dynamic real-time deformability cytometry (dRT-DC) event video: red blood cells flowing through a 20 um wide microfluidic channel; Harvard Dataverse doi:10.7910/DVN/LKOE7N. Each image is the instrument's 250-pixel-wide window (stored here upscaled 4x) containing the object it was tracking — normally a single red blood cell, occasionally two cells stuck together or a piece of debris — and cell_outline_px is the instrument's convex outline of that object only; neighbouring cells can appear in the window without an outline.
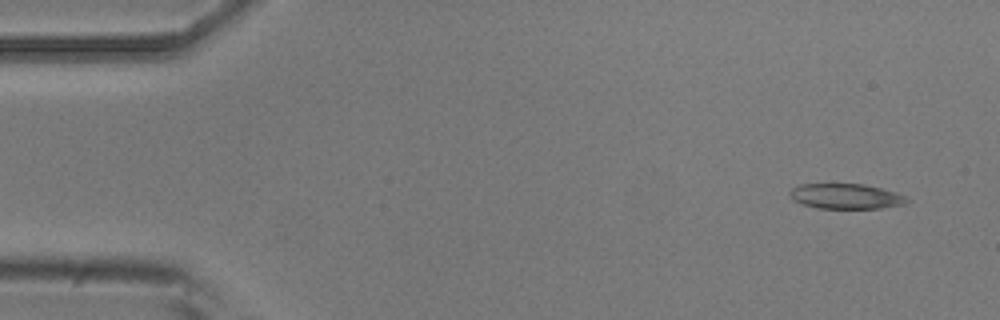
{"species": "common noctule bat (a hibernating species)", "species_latin": "Nyctalus noctula", "temperature_condition": "room temperature", "stored_images_in_passage": 4, "camera_frame_rate_fps": 3000, "um_per_image_px": 0.085, "animal": {"sex": "male", "body_mass_g": 20.5, "forearm_length_mm": 52.5}, "frame": {"image": 1, "passage_image": 1, "time_ms": 0.0, "image_size_px": [1000, 320], "cell_outline_px": [[908, 200], [904, 204], [880, 208], [816, 208], [792, 200], [788, 192], [792, 188], [800, 184], [864, 184], [880, 188], [904, 196]], "centroid_in_image_um": [71.83, 16.68], "position_along_channel_um": 13.2, "area_um2": 16.94}}